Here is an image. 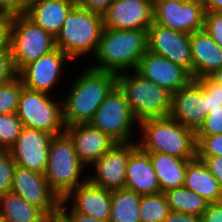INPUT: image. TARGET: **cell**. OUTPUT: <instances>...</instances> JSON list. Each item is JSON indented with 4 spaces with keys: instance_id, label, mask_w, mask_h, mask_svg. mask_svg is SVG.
Wrapping results in <instances>:
<instances>
[{
    "instance_id": "cell-27",
    "label": "cell",
    "mask_w": 222,
    "mask_h": 222,
    "mask_svg": "<svg viewBox=\"0 0 222 222\" xmlns=\"http://www.w3.org/2000/svg\"><path fill=\"white\" fill-rule=\"evenodd\" d=\"M141 196L128 188L112 191L109 222H141Z\"/></svg>"
},
{
    "instance_id": "cell-13",
    "label": "cell",
    "mask_w": 222,
    "mask_h": 222,
    "mask_svg": "<svg viewBox=\"0 0 222 222\" xmlns=\"http://www.w3.org/2000/svg\"><path fill=\"white\" fill-rule=\"evenodd\" d=\"M191 34L152 22L147 30L148 51L163 56L186 69L192 76Z\"/></svg>"
},
{
    "instance_id": "cell-19",
    "label": "cell",
    "mask_w": 222,
    "mask_h": 222,
    "mask_svg": "<svg viewBox=\"0 0 222 222\" xmlns=\"http://www.w3.org/2000/svg\"><path fill=\"white\" fill-rule=\"evenodd\" d=\"M65 132L73 142L78 159L87 168L117 143L108 134L89 123L66 126Z\"/></svg>"
},
{
    "instance_id": "cell-23",
    "label": "cell",
    "mask_w": 222,
    "mask_h": 222,
    "mask_svg": "<svg viewBox=\"0 0 222 222\" xmlns=\"http://www.w3.org/2000/svg\"><path fill=\"white\" fill-rule=\"evenodd\" d=\"M75 0H29L25 15L43 30L56 37Z\"/></svg>"
},
{
    "instance_id": "cell-42",
    "label": "cell",
    "mask_w": 222,
    "mask_h": 222,
    "mask_svg": "<svg viewBox=\"0 0 222 222\" xmlns=\"http://www.w3.org/2000/svg\"><path fill=\"white\" fill-rule=\"evenodd\" d=\"M203 222H222V201L209 203L202 214Z\"/></svg>"
},
{
    "instance_id": "cell-34",
    "label": "cell",
    "mask_w": 222,
    "mask_h": 222,
    "mask_svg": "<svg viewBox=\"0 0 222 222\" xmlns=\"http://www.w3.org/2000/svg\"><path fill=\"white\" fill-rule=\"evenodd\" d=\"M197 80L206 88V114L222 107V85L215 83L209 76Z\"/></svg>"
},
{
    "instance_id": "cell-11",
    "label": "cell",
    "mask_w": 222,
    "mask_h": 222,
    "mask_svg": "<svg viewBox=\"0 0 222 222\" xmlns=\"http://www.w3.org/2000/svg\"><path fill=\"white\" fill-rule=\"evenodd\" d=\"M71 61L73 62L67 54L56 47L37 60L23 66L17 72V76L25 87L50 94L64 76L65 64L69 65Z\"/></svg>"
},
{
    "instance_id": "cell-21",
    "label": "cell",
    "mask_w": 222,
    "mask_h": 222,
    "mask_svg": "<svg viewBox=\"0 0 222 222\" xmlns=\"http://www.w3.org/2000/svg\"><path fill=\"white\" fill-rule=\"evenodd\" d=\"M63 200L70 203L69 206L75 212L103 221L110 219L111 191L93 184L88 179L77 185Z\"/></svg>"
},
{
    "instance_id": "cell-30",
    "label": "cell",
    "mask_w": 222,
    "mask_h": 222,
    "mask_svg": "<svg viewBox=\"0 0 222 222\" xmlns=\"http://www.w3.org/2000/svg\"><path fill=\"white\" fill-rule=\"evenodd\" d=\"M23 129L16 112L0 114V150L8 151Z\"/></svg>"
},
{
    "instance_id": "cell-35",
    "label": "cell",
    "mask_w": 222,
    "mask_h": 222,
    "mask_svg": "<svg viewBox=\"0 0 222 222\" xmlns=\"http://www.w3.org/2000/svg\"><path fill=\"white\" fill-rule=\"evenodd\" d=\"M203 29L222 48V12H205Z\"/></svg>"
},
{
    "instance_id": "cell-47",
    "label": "cell",
    "mask_w": 222,
    "mask_h": 222,
    "mask_svg": "<svg viewBox=\"0 0 222 222\" xmlns=\"http://www.w3.org/2000/svg\"><path fill=\"white\" fill-rule=\"evenodd\" d=\"M181 2H185V3H200L203 4L204 0H179Z\"/></svg>"
},
{
    "instance_id": "cell-2",
    "label": "cell",
    "mask_w": 222,
    "mask_h": 222,
    "mask_svg": "<svg viewBox=\"0 0 222 222\" xmlns=\"http://www.w3.org/2000/svg\"><path fill=\"white\" fill-rule=\"evenodd\" d=\"M147 30H114L103 28L90 68L116 74L136 70L148 50Z\"/></svg>"
},
{
    "instance_id": "cell-15",
    "label": "cell",
    "mask_w": 222,
    "mask_h": 222,
    "mask_svg": "<svg viewBox=\"0 0 222 222\" xmlns=\"http://www.w3.org/2000/svg\"><path fill=\"white\" fill-rule=\"evenodd\" d=\"M206 88L198 81L192 80L171 96L169 117L195 132L205 121Z\"/></svg>"
},
{
    "instance_id": "cell-28",
    "label": "cell",
    "mask_w": 222,
    "mask_h": 222,
    "mask_svg": "<svg viewBox=\"0 0 222 222\" xmlns=\"http://www.w3.org/2000/svg\"><path fill=\"white\" fill-rule=\"evenodd\" d=\"M170 210L202 216L209 202L199 194L184 186L172 188L164 192Z\"/></svg>"
},
{
    "instance_id": "cell-40",
    "label": "cell",
    "mask_w": 222,
    "mask_h": 222,
    "mask_svg": "<svg viewBox=\"0 0 222 222\" xmlns=\"http://www.w3.org/2000/svg\"><path fill=\"white\" fill-rule=\"evenodd\" d=\"M115 0H75L76 5L90 12L103 15Z\"/></svg>"
},
{
    "instance_id": "cell-25",
    "label": "cell",
    "mask_w": 222,
    "mask_h": 222,
    "mask_svg": "<svg viewBox=\"0 0 222 222\" xmlns=\"http://www.w3.org/2000/svg\"><path fill=\"white\" fill-rule=\"evenodd\" d=\"M184 187L199 194L209 203L222 201V187L197 157L187 164Z\"/></svg>"
},
{
    "instance_id": "cell-36",
    "label": "cell",
    "mask_w": 222,
    "mask_h": 222,
    "mask_svg": "<svg viewBox=\"0 0 222 222\" xmlns=\"http://www.w3.org/2000/svg\"><path fill=\"white\" fill-rule=\"evenodd\" d=\"M222 133V107L212 110L203 124L195 132L196 135H216Z\"/></svg>"
},
{
    "instance_id": "cell-1",
    "label": "cell",
    "mask_w": 222,
    "mask_h": 222,
    "mask_svg": "<svg viewBox=\"0 0 222 222\" xmlns=\"http://www.w3.org/2000/svg\"><path fill=\"white\" fill-rule=\"evenodd\" d=\"M71 83L62 100L65 126L89 123L111 90L117 85V74L87 67Z\"/></svg>"
},
{
    "instance_id": "cell-20",
    "label": "cell",
    "mask_w": 222,
    "mask_h": 222,
    "mask_svg": "<svg viewBox=\"0 0 222 222\" xmlns=\"http://www.w3.org/2000/svg\"><path fill=\"white\" fill-rule=\"evenodd\" d=\"M125 188L142 196L161 193L149 154L137 145L136 140L129 142Z\"/></svg>"
},
{
    "instance_id": "cell-32",
    "label": "cell",
    "mask_w": 222,
    "mask_h": 222,
    "mask_svg": "<svg viewBox=\"0 0 222 222\" xmlns=\"http://www.w3.org/2000/svg\"><path fill=\"white\" fill-rule=\"evenodd\" d=\"M222 156V133L196 135V157Z\"/></svg>"
},
{
    "instance_id": "cell-48",
    "label": "cell",
    "mask_w": 222,
    "mask_h": 222,
    "mask_svg": "<svg viewBox=\"0 0 222 222\" xmlns=\"http://www.w3.org/2000/svg\"><path fill=\"white\" fill-rule=\"evenodd\" d=\"M51 222H64L60 217H56L51 220Z\"/></svg>"
},
{
    "instance_id": "cell-37",
    "label": "cell",
    "mask_w": 222,
    "mask_h": 222,
    "mask_svg": "<svg viewBox=\"0 0 222 222\" xmlns=\"http://www.w3.org/2000/svg\"><path fill=\"white\" fill-rule=\"evenodd\" d=\"M17 77L9 45L0 50V85Z\"/></svg>"
},
{
    "instance_id": "cell-10",
    "label": "cell",
    "mask_w": 222,
    "mask_h": 222,
    "mask_svg": "<svg viewBox=\"0 0 222 222\" xmlns=\"http://www.w3.org/2000/svg\"><path fill=\"white\" fill-rule=\"evenodd\" d=\"M11 192L41 209L51 220L59 217L61 199L50 188L44 174L16 165Z\"/></svg>"
},
{
    "instance_id": "cell-43",
    "label": "cell",
    "mask_w": 222,
    "mask_h": 222,
    "mask_svg": "<svg viewBox=\"0 0 222 222\" xmlns=\"http://www.w3.org/2000/svg\"><path fill=\"white\" fill-rule=\"evenodd\" d=\"M163 222H203L202 216L170 210Z\"/></svg>"
},
{
    "instance_id": "cell-17",
    "label": "cell",
    "mask_w": 222,
    "mask_h": 222,
    "mask_svg": "<svg viewBox=\"0 0 222 222\" xmlns=\"http://www.w3.org/2000/svg\"><path fill=\"white\" fill-rule=\"evenodd\" d=\"M136 71L171 94L193 80L186 69L148 50L140 59Z\"/></svg>"
},
{
    "instance_id": "cell-45",
    "label": "cell",
    "mask_w": 222,
    "mask_h": 222,
    "mask_svg": "<svg viewBox=\"0 0 222 222\" xmlns=\"http://www.w3.org/2000/svg\"><path fill=\"white\" fill-rule=\"evenodd\" d=\"M205 12H222V0H204Z\"/></svg>"
},
{
    "instance_id": "cell-38",
    "label": "cell",
    "mask_w": 222,
    "mask_h": 222,
    "mask_svg": "<svg viewBox=\"0 0 222 222\" xmlns=\"http://www.w3.org/2000/svg\"><path fill=\"white\" fill-rule=\"evenodd\" d=\"M69 204L66 203L63 199L61 200L60 203V214L59 217L64 221V222H109V221H103L99 220L96 218H93L88 215H84L82 213L75 212ZM67 207L69 208L67 210Z\"/></svg>"
},
{
    "instance_id": "cell-9",
    "label": "cell",
    "mask_w": 222,
    "mask_h": 222,
    "mask_svg": "<svg viewBox=\"0 0 222 222\" xmlns=\"http://www.w3.org/2000/svg\"><path fill=\"white\" fill-rule=\"evenodd\" d=\"M139 121L133 115L123 91L116 85L99 106L89 124L108 134L117 143L135 140V126ZM134 130V131H133ZM134 138V139H133Z\"/></svg>"
},
{
    "instance_id": "cell-7",
    "label": "cell",
    "mask_w": 222,
    "mask_h": 222,
    "mask_svg": "<svg viewBox=\"0 0 222 222\" xmlns=\"http://www.w3.org/2000/svg\"><path fill=\"white\" fill-rule=\"evenodd\" d=\"M8 45L17 72L23 66L56 48L55 37L35 24L25 14L10 16Z\"/></svg>"
},
{
    "instance_id": "cell-12",
    "label": "cell",
    "mask_w": 222,
    "mask_h": 222,
    "mask_svg": "<svg viewBox=\"0 0 222 222\" xmlns=\"http://www.w3.org/2000/svg\"><path fill=\"white\" fill-rule=\"evenodd\" d=\"M204 5L179 0H153V22L191 34L204 28Z\"/></svg>"
},
{
    "instance_id": "cell-22",
    "label": "cell",
    "mask_w": 222,
    "mask_h": 222,
    "mask_svg": "<svg viewBox=\"0 0 222 222\" xmlns=\"http://www.w3.org/2000/svg\"><path fill=\"white\" fill-rule=\"evenodd\" d=\"M192 78L208 77L222 66V48L204 30L191 33Z\"/></svg>"
},
{
    "instance_id": "cell-5",
    "label": "cell",
    "mask_w": 222,
    "mask_h": 222,
    "mask_svg": "<svg viewBox=\"0 0 222 222\" xmlns=\"http://www.w3.org/2000/svg\"><path fill=\"white\" fill-rule=\"evenodd\" d=\"M86 168L78 159L69 135L66 132L54 135L49 147L44 176L50 188L61 200L77 185L87 180V177L83 176L86 174L82 173Z\"/></svg>"
},
{
    "instance_id": "cell-4",
    "label": "cell",
    "mask_w": 222,
    "mask_h": 222,
    "mask_svg": "<svg viewBox=\"0 0 222 222\" xmlns=\"http://www.w3.org/2000/svg\"><path fill=\"white\" fill-rule=\"evenodd\" d=\"M104 28L101 15L75 5L55 37V46L73 61L95 54Z\"/></svg>"
},
{
    "instance_id": "cell-14",
    "label": "cell",
    "mask_w": 222,
    "mask_h": 222,
    "mask_svg": "<svg viewBox=\"0 0 222 222\" xmlns=\"http://www.w3.org/2000/svg\"><path fill=\"white\" fill-rule=\"evenodd\" d=\"M53 136L42 130L23 127L17 141L8 151L16 165L44 174Z\"/></svg>"
},
{
    "instance_id": "cell-44",
    "label": "cell",
    "mask_w": 222,
    "mask_h": 222,
    "mask_svg": "<svg viewBox=\"0 0 222 222\" xmlns=\"http://www.w3.org/2000/svg\"><path fill=\"white\" fill-rule=\"evenodd\" d=\"M10 16L0 13V50L8 45V26Z\"/></svg>"
},
{
    "instance_id": "cell-33",
    "label": "cell",
    "mask_w": 222,
    "mask_h": 222,
    "mask_svg": "<svg viewBox=\"0 0 222 222\" xmlns=\"http://www.w3.org/2000/svg\"><path fill=\"white\" fill-rule=\"evenodd\" d=\"M15 167L11 153L0 150V195L11 192Z\"/></svg>"
},
{
    "instance_id": "cell-26",
    "label": "cell",
    "mask_w": 222,
    "mask_h": 222,
    "mask_svg": "<svg viewBox=\"0 0 222 222\" xmlns=\"http://www.w3.org/2000/svg\"><path fill=\"white\" fill-rule=\"evenodd\" d=\"M0 215L7 222H51L41 209L12 192L0 195Z\"/></svg>"
},
{
    "instance_id": "cell-41",
    "label": "cell",
    "mask_w": 222,
    "mask_h": 222,
    "mask_svg": "<svg viewBox=\"0 0 222 222\" xmlns=\"http://www.w3.org/2000/svg\"><path fill=\"white\" fill-rule=\"evenodd\" d=\"M197 158L203 161L207 169L218 180L220 186L222 187V156Z\"/></svg>"
},
{
    "instance_id": "cell-8",
    "label": "cell",
    "mask_w": 222,
    "mask_h": 222,
    "mask_svg": "<svg viewBox=\"0 0 222 222\" xmlns=\"http://www.w3.org/2000/svg\"><path fill=\"white\" fill-rule=\"evenodd\" d=\"M62 100L59 102L50 94L22 87L16 114L23 127L33 128L58 135L65 132Z\"/></svg>"
},
{
    "instance_id": "cell-46",
    "label": "cell",
    "mask_w": 222,
    "mask_h": 222,
    "mask_svg": "<svg viewBox=\"0 0 222 222\" xmlns=\"http://www.w3.org/2000/svg\"><path fill=\"white\" fill-rule=\"evenodd\" d=\"M209 77L215 82L222 85V66L215 70Z\"/></svg>"
},
{
    "instance_id": "cell-6",
    "label": "cell",
    "mask_w": 222,
    "mask_h": 222,
    "mask_svg": "<svg viewBox=\"0 0 222 222\" xmlns=\"http://www.w3.org/2000/svg\"><path fill=\"white\" fill-rule=\"evenodd\" d=\"M117 85L138 121L169 116L172 94L136 70L117 74Z\"/></svg>"
},
{
    "instance_id": "cell-3",
    "label": "cell",
    "mask_w": 222,
    "mask_h": 222,
    "mask_svg": "<svg viewBox=\"0 0 222 222\" xmlns=\"http://www.w3.org/2000/svg\"><path fill=\"white\" fill-rule=\"evenodd\" d=\"M137 145L145 152H162L183 159L196 158V134L168 117L139 121ZM140 138V140H139Z\"/></svg>"
},
{
    "instance_id": "cell-39",
    "label": "cell",
    "mask_w": 222,
    "mask_h": 222,
    "mask_svg": "<svg viewBox=\"0 0 222 222\" xmlns=\"http://www.w3.org/2000/svg\"><path fill=\"white\" fill-rule=\"evenodd\" d=\"M29 0H0V13L9 16L25 14Z\"/></svg>"
},
{
    "instance_id": "cell-49",
    "label": "cell",
    "mask_w": 222,
    "mask_h": 222,
    "mask_svg": "<svg viewBox=\"0 0 222 222\" xmlns=\"http://www.w3.org/2000/svg\"><path fill=\"white\" fill-rule=\"evenodd\" d=\"M0 222H7V221L3 218V216L0 215Z\"/></svg>"
},
{
    "instance_id": "cell-18",
    "label": "cell",
    "mask_w": 222,
    "mask_h": 222,
    "mask_svg": "<svg viewBox=\"0 0 222 222\" xmlns=\"http://www.w3.org/2000/svg\"><path fill=\"white\" fill-rule=\"evenodd\" d=\"M129 159V142L116 143L91 167L94 174L90 173L87 179L93 184L108 191L125 188V174Z\"/></svg>"
},
{
    "instance_id": "cell-31",
    "label": "cell",
    "mask_w": 222,
    "mask_h": 222,
    "mask_svg": "<svg viewBox=\"0 0 222 222\" xmlns=\"http://www.w3.org/2000/svg\"><path fill=\"white\" fill-rule=\"evenodd\" d=\"M23 86L18 76L0 85V114L16 112Z\"/></svg>"
},
{
    "instance_id": "cell-16",
    "label": "cell",
    "mask_w": 222,
    "mask_h": 222,
    "mask_svg": "<svg viewBox=\"0 0 222 222\" xmlns=\"http://www.w3.org/2000/svg\"><path fill=\"white\" fill-rule=\"evenodd\" d=\"M102 18L104 28L148 30L153 22V0H115Z\"/></svg>"
},
{
    "instance_id": "cell-24",
    "label": "cell",
    "mask_w": 222,
    "mask_h": 222,
    "mask_svg": "<svg viewBox=\"0 0 222 222\" xmlns=\"http://www.w3.org/2000/svg\"><path fill=\"white\" fill-rule=\"evenodd\" d=\"M157 175L161 192L184 186L187 164L193 159H183L162 152H147Z\"/></svg>"
},
{
    "instance_id": "cell-29",
    "label": "cell",
    "mask_w": 222,
    "mask_h": 222,
    "mask_svg": "<svg viewBox=\"0 0 222 222\" xmlns=\"http://www.w3.org/2000/svg\"><path fill=\"white\" fill-rule=\"evenodd\" d=\"M170 211L165 193L141 196V222H163Z\"/></svg>"
}]
</instances>
